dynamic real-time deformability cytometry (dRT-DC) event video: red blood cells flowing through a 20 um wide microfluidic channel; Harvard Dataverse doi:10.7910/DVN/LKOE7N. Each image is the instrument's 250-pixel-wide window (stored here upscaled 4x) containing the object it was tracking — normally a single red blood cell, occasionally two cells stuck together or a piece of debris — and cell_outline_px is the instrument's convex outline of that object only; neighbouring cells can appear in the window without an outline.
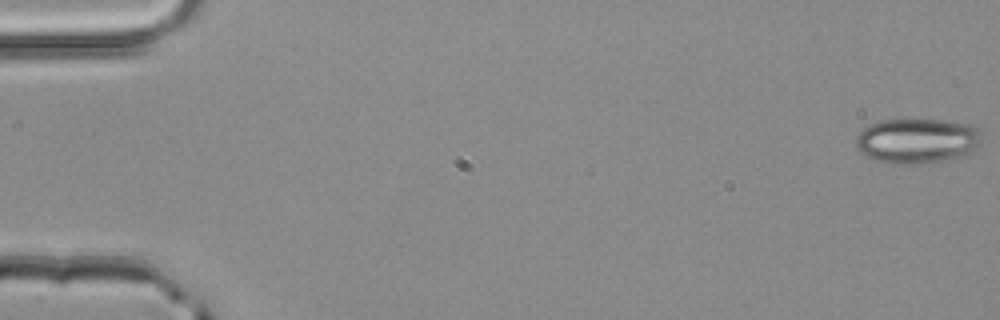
{"species": "common noctule bat (a hibernating species)", "species_latin": "Nyctalus noctula", "temperature_condition": "room temperature", "stored_images_in_passage": 52, "camera_frame_rate_fps": 3000, "um_per_image_px": 0.085, "animal": {"sex": "male", "body_mass_g": 20.4}, "frame": {"image": 1, "passage_image": 1, "time_ms": 0.0, "image_size_px": [1000, 320], "cell_outline_px": [[980, 144], [976, 148], [968, 152], [956, 156], [924, 164], [892, 164], [876, 160], [860, 152], [856, 148], [856, 136], [868, 124], [880, 120], [904, 116], [944, 120], [976, 124]], "centroid_in_image_um": [77.89, 11.9], "position_along_channel_um": 7.1, "area_um2": 33.76}}
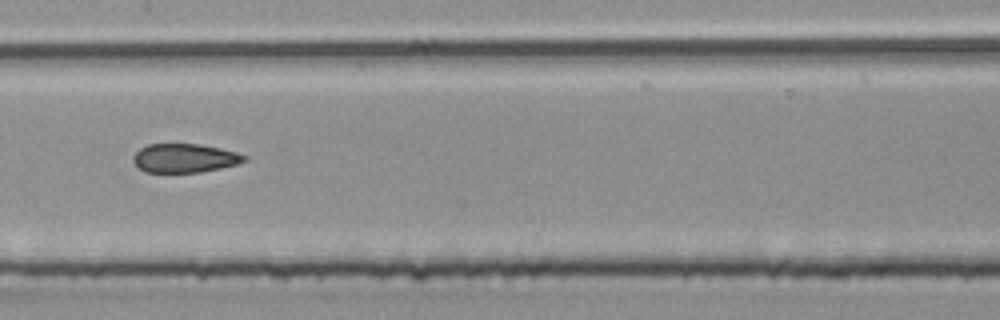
{"frame": {"image": 2, "passage_image": 27, "time_ms": 8.667, "image_size_px": [1000, 320], "cell_outline_px": [[248, 160], [236, 164], [220, 168], [200, 172], [144, 172], [132, 160], [132, 156], [140, 148], [148, 144], [200, 144], [220, 148], [236, 152], [248, 156]], "centroid_in_image_um": [15.7, 13.43], "position_along_channel_um": 191.7, "area_um2": 18.67}}
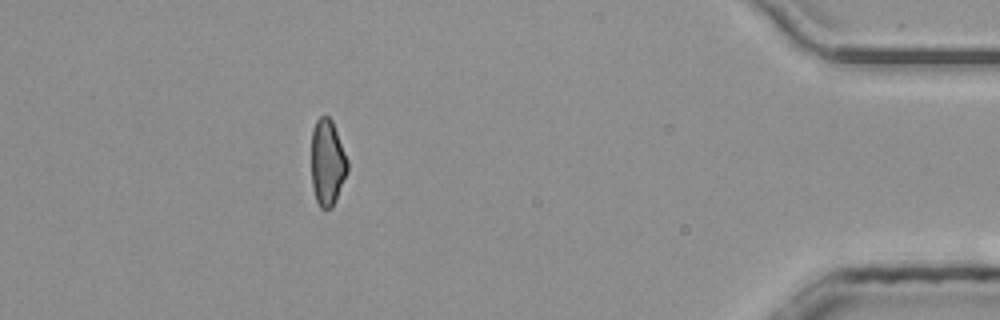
{"frame": {"image": 3, "passage_image": 47, "time_ms": 15.333, "image_size_px": [1000, 320], "cell_outline_px": [[348, 172], [332, 208], [320, 208], [316, 200], [312, 184], [312, 128], [316, 120], [320, 116], [328, 116], [332, 120], [348, 160]], "centroid_in_image_um": [27.83, 13.81], "position_along_channel_um": 407.4, "area_um2": 18.15}, "authors_computed_cell_mechanics": {"area_um2": 20.0277, "velocity_mm_per_s": 4.0459, "shape_relaxation_time_tau1_ms": 7.9505, "shape_relaxation_time_tau2_ms": 2.1989, "deformation_change_tau1": 0.1236, "deformation_change_tau2": 0.1083}}